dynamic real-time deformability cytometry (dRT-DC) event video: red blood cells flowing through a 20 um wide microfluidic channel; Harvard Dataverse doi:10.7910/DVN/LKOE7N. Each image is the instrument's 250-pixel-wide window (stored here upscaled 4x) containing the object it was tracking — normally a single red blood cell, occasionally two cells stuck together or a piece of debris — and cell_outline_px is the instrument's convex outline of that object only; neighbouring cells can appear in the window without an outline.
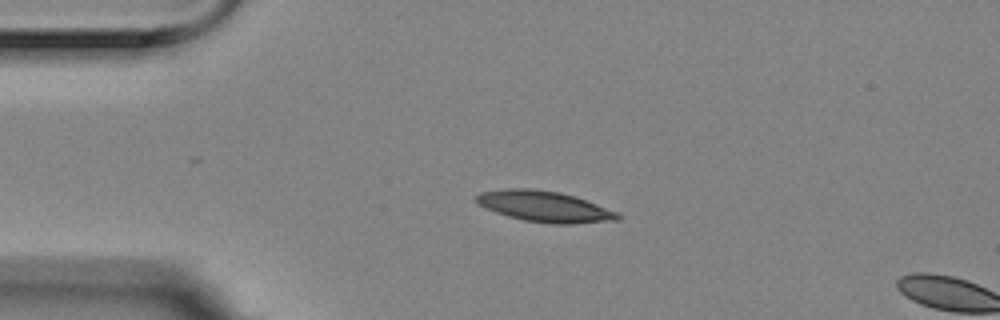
{"species": "Egyptian fruit bat (a non-hibernating species)", "species_latin": "Rousettus aegyptiacus", "temperature_condition": "room temperature", "stored_images_in_passage": 5, "camera_frame_rate_fps": 3000, "um_per_image_px": 0.085, "animal": {"sex": "female"}, "frame": {"image": 1, "passage_image": 3, "time_ms": 0.667, "image_size_px": [1000, 320], "cell_outline_px": [[620, 220], [572, 224], [552, 224], [524, 220], [508, 216], [496, 212], [480, 204], [476, 200], [476, 196], [480, 192], [508, 188], [532, 188], [560, 192], [576, 196], [616, 212], [620, 216]], "centroid_in_image_um": [46.3, 17.55], "position_along_channel_um": 38.7, "area_um2": 25.26}}